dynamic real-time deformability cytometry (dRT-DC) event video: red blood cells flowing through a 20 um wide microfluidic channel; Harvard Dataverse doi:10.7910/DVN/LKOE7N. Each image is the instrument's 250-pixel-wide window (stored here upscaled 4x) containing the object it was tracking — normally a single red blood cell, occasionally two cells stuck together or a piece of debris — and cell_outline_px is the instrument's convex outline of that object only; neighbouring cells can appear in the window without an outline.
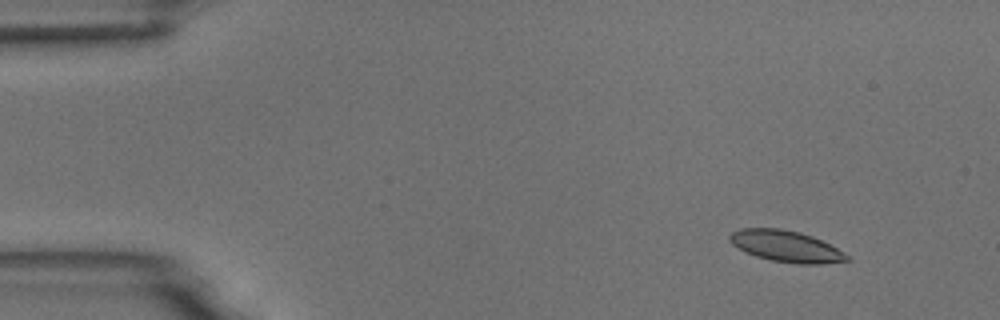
{"species": "common noctule bat (a hibernating species)", "species_latin": "Nyctalus noctula", "temperature_condition": "room temperature", "stored_images_in_passage": 6, "camera_frame_rate_fps": 3000, "um_per_image_px": 0.085, "animal": {"sex": "male", "body_mass_g": 18.8}, "frame": {"image": 1, "passage_image": 6, "time_ms": 1.667, "image_size_px": [1000, 320], "cell_outline_px": [[852, 260], [824, 264], [796, 264], [772, 260], [756, 256], [732, 244], [728, 240], [728, 236], [732, 232], [740, 228], [780, 228], [800, 232], [812, 236], [844, 252]], "centroid_in_image_um": [66.82, 20.93], "position_along_channel_um": 18.2, "area_um2": 21.33}}